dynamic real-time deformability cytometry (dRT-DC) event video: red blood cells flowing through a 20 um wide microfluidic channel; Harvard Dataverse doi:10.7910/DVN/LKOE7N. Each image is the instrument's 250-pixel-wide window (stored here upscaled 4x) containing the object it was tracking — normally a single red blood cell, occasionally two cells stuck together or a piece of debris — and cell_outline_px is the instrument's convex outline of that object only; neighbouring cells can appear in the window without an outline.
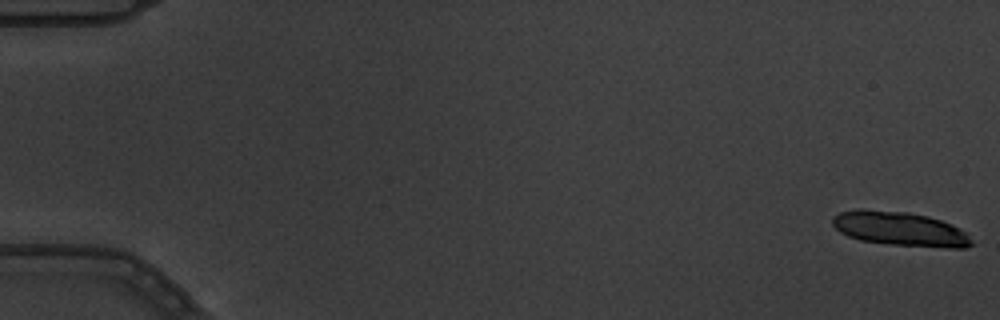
{"species": "common noctule bat (a hibernating species)", "species_latin": "Nyctalus noctula", "temperature_condition": "warm", "stored_images_in_passage": 10, "camera_frame_rate_fps": 3000, "um_per_image_px": 0.085, "animal": {"sex": "male", "body_mass_g": 19.5, "forearm_length_mm": 54.6}, "frame": {"image": 1, "passage_image": 1, "time_ms": 0.0, "image_size_px": [1000, 320], "cell_outline_px": [[972, 244], [964, 248], [948, 248], [892, 244], [860, 240], [848, 236], [840, 232], [832, 224], [832, 216], [840, 212], [856, 208], [864, 208], [908, 212], [928, 216], [952, 224], [960, 228], [972, 240]], "centroid_in_image_um": [76.46, 19.43], "position_along_channel_um": 8.5, "area_um2": 27.86}}
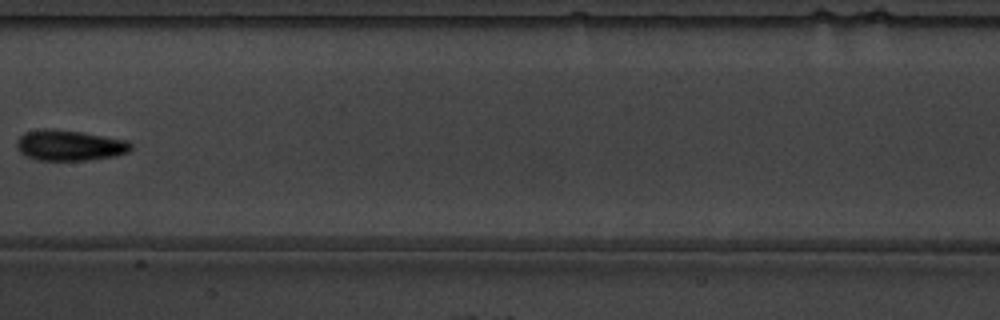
{"frame": {"image": 2, "passage_image": 9, "time_ms": 2.667, "image_size_px": [1000, 320], "cell_outline_px": [[132, 148], [128, 152], [116, 156], [88, 160], [36, 160], [20, 152], [16, 148], [16, 140], [24, 132], [44, 128], [80, 132], [128, 140], [132, 144]], "centroid_in_image_um": [5.91, 12.36], "position_along_channel_um": 201.5, "area_um2": 20.4}}
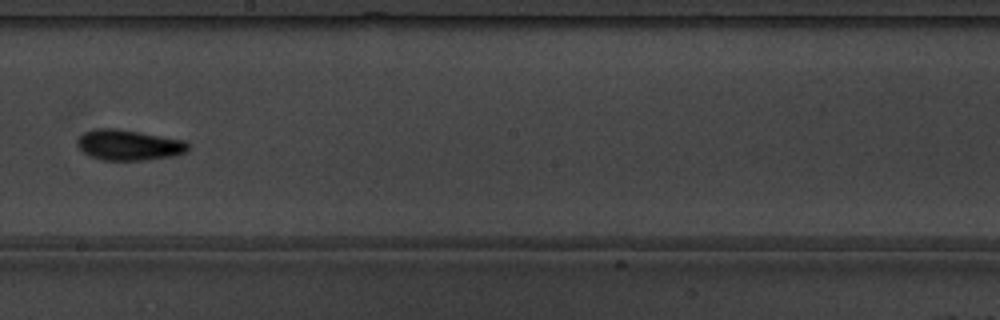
{"frame": {"image": 3, "passage_image": 10, "time_ms": 3.0, "image_size_px": [1000, 320], "cell_outline_px": [[188, 148], [184, 152], [172, 156], [140, 160], [104, 160], [88, 156], [76, 144], [76, 140], [84, 132], [96, 128], [116, 128], [140, 132], [184, 140], [188, 144]], "centroid_in_image_um": [10.89, 12.31], "position_along_channel_um": 237.3, "area_um2": 19.59}}